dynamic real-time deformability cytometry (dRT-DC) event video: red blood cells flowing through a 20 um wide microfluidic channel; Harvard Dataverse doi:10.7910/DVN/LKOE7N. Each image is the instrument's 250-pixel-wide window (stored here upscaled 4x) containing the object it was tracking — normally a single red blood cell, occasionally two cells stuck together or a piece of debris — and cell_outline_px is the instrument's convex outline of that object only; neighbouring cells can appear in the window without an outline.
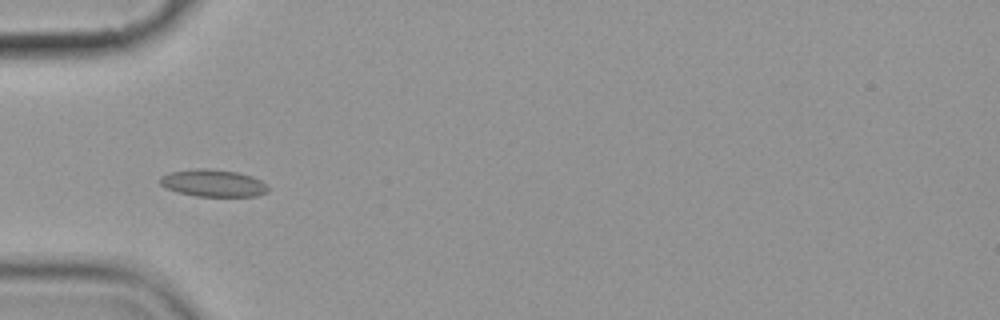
{"species": "common noctule bat (a hibernating species)", "species_latin": "Nyctalus noctula", "temperature_condition": "cold", "stored_images_in_passage": 14, "camera_frame_rate_fps": 3000, "um_per_image_px": 0.085, "animal": {"sex": "female", "body_mass_g": 19.9}, "frame": {"image": 1, "passage_image": 4, "time_ms": 4.333, "image_size_px": [1000, 320], "cell_outline_px": [[268, 192], [256, 196], [196, 196], [176, 192], [164, 188], [160, 184], [160, 176], [168, 172], [196, 168], [212, 168], [236, 172], [252, 176], [268, 184]], "centroid_in_image_um": [18.09, 15.56], "position_along_channel_um": 66.9, "area_um2": 17.4}}
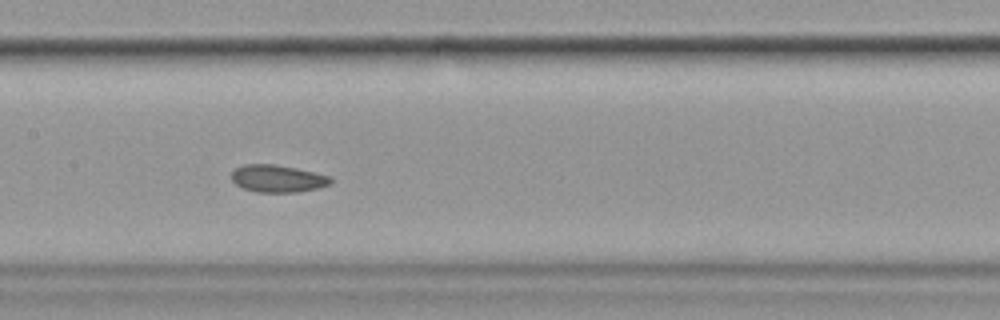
{"frame": {"image": 2, "passage_image": 7, "time_ms": 7.667, "image_size_px": [1000, 320], "cell_outline_px": [[332, 180], [328, 184], [316, 188], [296, 192], [256, 192], [244, 188], [236, 184], [232, 180], [232, 172], [236, 168], [244, 164], [276, 164], [296, 168], [332, 176]], "centroid_in_image_um": [23.59, 15.17], "position_along_channel_um": 183.8, "area_um2": 15.66}}
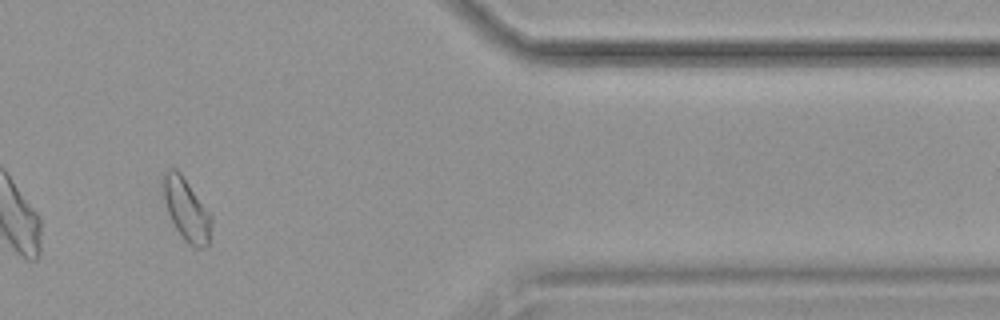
{"frame": {"image": 3, "passage_image": 12, "time_ms": 14.333, "image_size_px": [1000, 320], "cell_outline_px": [[212, 224], [208, 248], [196, 248], [188, 244], [184, 240], [176, 228], [168, 212], [164, 200], [160, 184], [160, 180], [164, 172], [168, 168], [176, 168], [180, 172], [212, 216]], "centroid_in_image_um": [15.82, 17.8], "position_along_channel_um": 395.6, "area_um2": 17.8}, "authors_computed_cell_mechanics": {"area_um2": 17.1377, "velocity_mm_per_s": 3.5478, "shape_relaxation_time_tau1_ms": null, "shape_relaxation_time_tau2_ms": 2.0086, "deformation_change_tau1": null, "deformation_change_tau2": 0.0433}}